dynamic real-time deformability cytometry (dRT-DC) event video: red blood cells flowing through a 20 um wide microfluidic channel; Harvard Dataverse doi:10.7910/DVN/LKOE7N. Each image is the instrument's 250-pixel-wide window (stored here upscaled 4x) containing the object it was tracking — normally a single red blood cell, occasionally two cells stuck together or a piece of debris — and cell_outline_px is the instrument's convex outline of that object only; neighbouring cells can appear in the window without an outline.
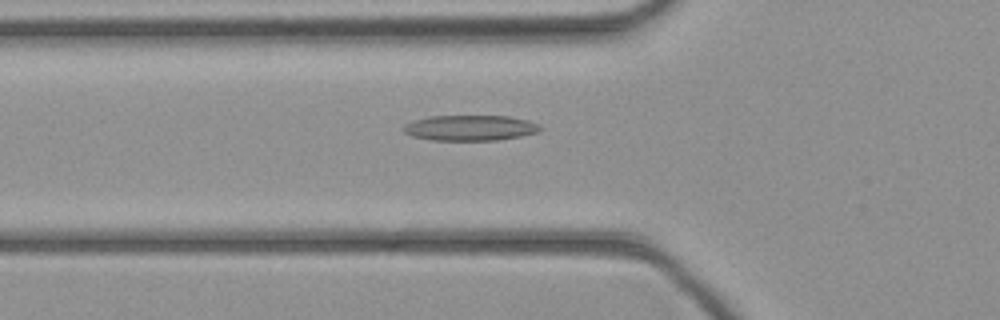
{"species": "common noctule bat (a hibernating species)", "species_latin": "Nyctalus noctula", "temperature_condition": "cold", "stored_images_in_passage": 45, "camera_frame_rate_fps": 3000, "um_per_image_px": 0.085, "animal": {"sex": "female", "body_mass_g": 21.9}, "frame": {"image": 1, "passage_image": 16, "time_ms": 5.0, "image_size_px": [1000, 320], "cell_outline_px": [[544, 128], [536, 132], [520, 136], [496, 140], [432, 140], [412, 136], [404, 132], [400, 128], [404, 124], [412, 120], [428, 116], [508, 116], [528, 120], [540, 124]], "centroid_in_image_um": [39.93, 10.86], "position_along_channel_um": 85.9, "area_um2": 20.46}}
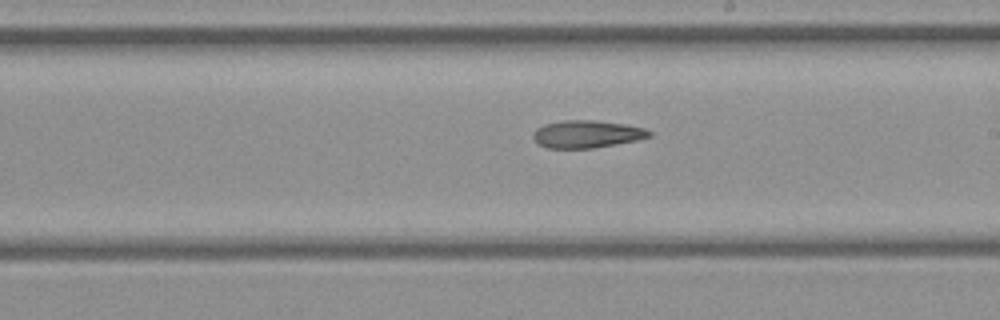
{"frame": {"image": 2, "passage_image": 26, "time_ms": 8.333, "image_size_px": [1000, 320], "cell_outline_px": [[652, 136], [636, 140], [592, 148], [548, 148], [540, 144], [532, 136], [532, 132], [536, 128], [544, 124], [564, 120], [596, 120], [624, 124], [644, 128], [652, 132]], "centroid_in_image_um": [49.87, 11.39], "position_along_channel_um": 239.1, "area_um2": 18.5}}
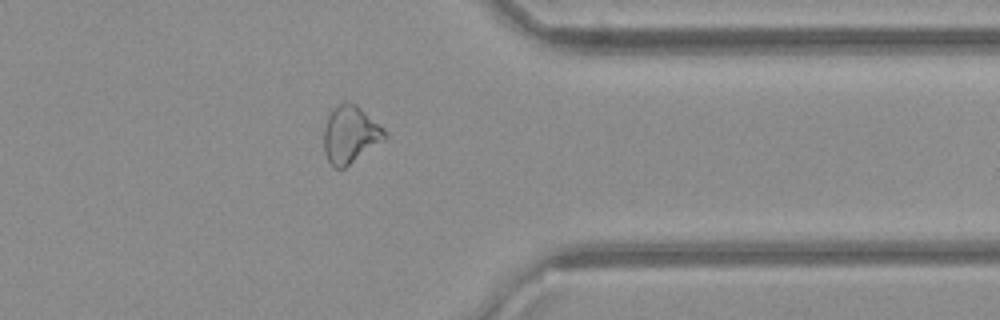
{"frame": {"image": 3, "passage_image": 36, "time_ms": 11.667, "image_size_px": [1000, 320], "cell_outline_px": [[388, 136], [384, 140], [344, 168], [332, 168], [324, 152], [324, 128], [328, 116], [344, 100], [356, 104], [384, 128], [388, 132]], "centroid_in_image_um": [29.78, 11.44], "position_along_channel_um": 381.6, "area_um2": 20.23}}